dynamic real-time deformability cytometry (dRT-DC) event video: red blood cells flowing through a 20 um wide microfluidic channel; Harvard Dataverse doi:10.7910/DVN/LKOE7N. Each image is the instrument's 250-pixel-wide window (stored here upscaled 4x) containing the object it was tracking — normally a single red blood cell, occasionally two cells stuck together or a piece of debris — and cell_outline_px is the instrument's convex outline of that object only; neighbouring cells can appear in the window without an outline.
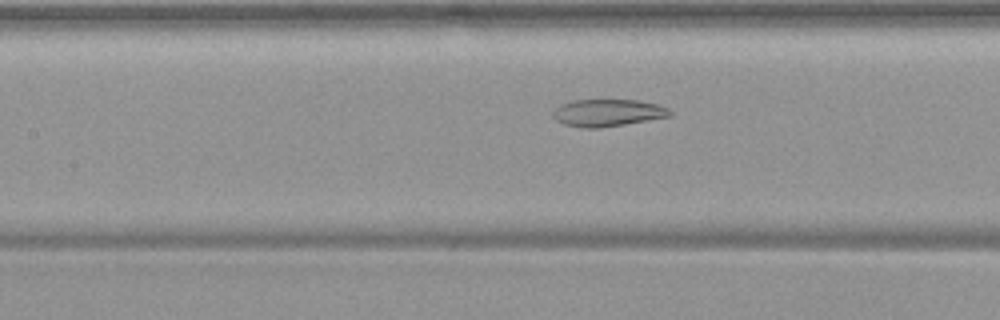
{"species": "common noctule bat (a hibernating species)", "species_latin": "Nyctalus noctula", "temperature_condition": "warm", "stored_images_in_passage": 16, "camera_frame_rate_fps": 3000, "um_per_image_px": 0.085, "animal": {"sex": "female", "body_mass_g": 19.9}, "frame": {"image": 1, "passage_image": 14, "time_ms": 4.333, "image_size_px": [1000, 320], "cell_outline_px": [[676, 112], [672, 116], [600, 128], [584, 128], [564, 124], [556, 120], [552, 116], [552, 112], [560, 104], [572, 100], [636, 100], [656, 104], [668, 108]], "centroid_in_image_um": [51.66, 9.59], "position_along_channel_um": 155.7, "area_um2": 18.61}}